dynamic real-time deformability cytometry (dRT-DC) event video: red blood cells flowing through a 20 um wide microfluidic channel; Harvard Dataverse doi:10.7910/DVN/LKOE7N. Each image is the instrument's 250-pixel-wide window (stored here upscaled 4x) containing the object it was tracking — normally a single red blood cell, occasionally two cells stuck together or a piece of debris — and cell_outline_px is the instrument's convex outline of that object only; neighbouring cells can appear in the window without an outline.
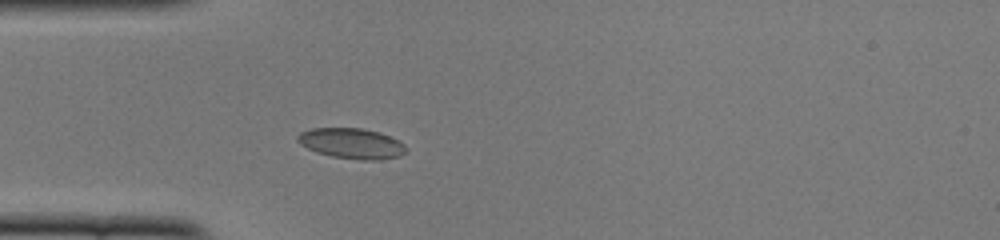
{"species": "common noctule bat (a hibernating species)", "species_latin": "Nyctalus noctula", "temperature_condition": "cold", "stored_images_in_passage": 44, "camera_frame_rate_fps": 3000, "um_per_image_px": 0.085, "animal": {"sex": "female", "body_mass_g": 22.0, "forearm_length_mm": 56.7}, "frame": {"image": 1, "passage_image": 8, "time_ms": 2.333, "image_size_px": [1000, 240], "cell_outline_px": [[408, 152], [400, 156], [380, 160], [360, 160], [332, 156], [316, 152], [300, 144], [296, 140], [296, 136], [300, 132], [312, 128], [360, 128], [380, 132], [404, 144]], "centroid_in_image_um": [29.88, 12.19], "position_along_channel_um": 55.1, "area_um2": 19.31}}
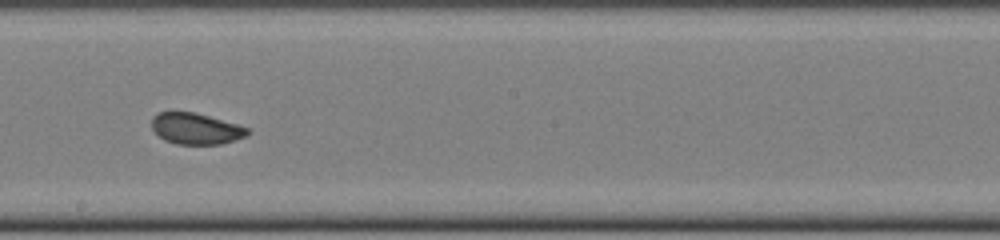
{"frame": {"image": 2, "passage_image": 22, "time_ms": 7.0, "image_size_px": [1000, 240], "cell_outline_px": [[252, 132], [248, 136], [236, 140], [220, 144], [176, 144], [164, 140], [152, 128], [152, 116], [156, 112], [172, 108], [196, 112], [236, 124], [248, 128]], "centroid_in_image_um": [16.61, 10.89], "position_along_channel_um": 231.6, "area_um2": 18.09}}
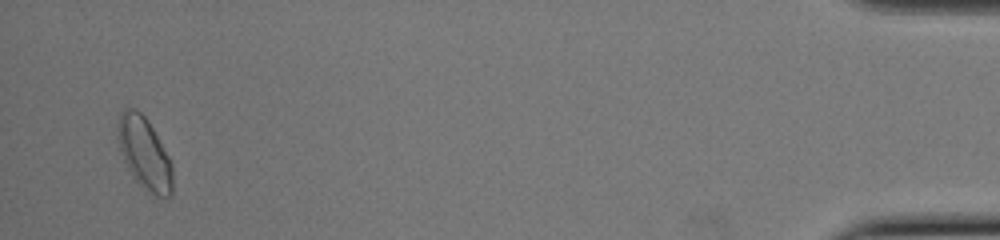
{"frame": {"image": 3, "passage_image": 43, "time_ms": 14.0, "image_size_px": [1000, 240], "cell_outline_px": [[172, 196], [156, 196], [136, 180], [132, 176], [120, 152], [120, 112], [124, 108], [136, 108], [148, 120], [168, 156], [172, 164]], "centroid_in_image_um": [12.31, 13.03], "position_along_channel_um": 422.9, "area_um2": 22.2}, "authors_computed_cell_mechanics": {"area_um2": 18.4093, "velocity_mm_per_s": 3.8846, "shape_relaxation_time_tau1_ms": 4.6207, "shape_relaxation_time_tau2_ms": 1.0797, "deformation_change_tau1": 0.0842, "deformation_change_tau2": 0.0503}}